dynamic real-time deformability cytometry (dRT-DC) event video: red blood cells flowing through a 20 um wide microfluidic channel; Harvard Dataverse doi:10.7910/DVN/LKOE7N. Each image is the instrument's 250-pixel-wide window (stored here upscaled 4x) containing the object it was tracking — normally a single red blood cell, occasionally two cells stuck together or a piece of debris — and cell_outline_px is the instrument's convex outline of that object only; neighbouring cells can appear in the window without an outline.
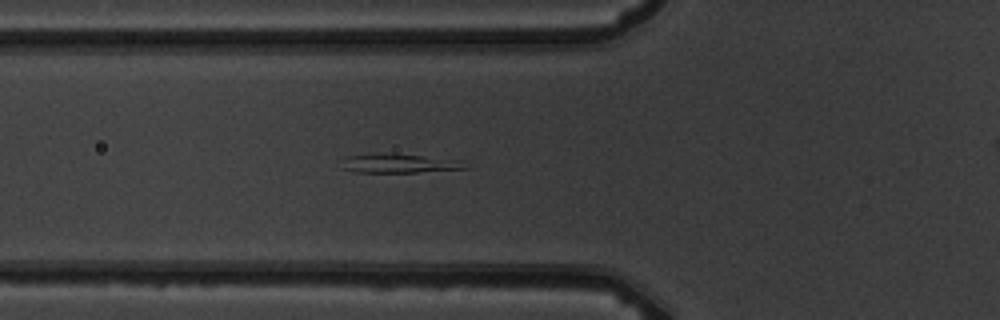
{"species": "common noctule bat (a hibernating species)", "species_latin": "Nyctalus noctula", "temperature_condition": "warm", "stored_images_in_passage": 7, "segment_of_instrument_passage": [2, 2], "camera_frame_rate_fps": 3000, "um_per_image_px": 0.085, "animal": {"sex": "male", "body_mass_g": 19.5, "forearm_length_mm": 54.6}, "frame": {"image": 1, "passage_image": 6, "time_ms": 5.667, "image_size_px": [1000, 320], "cell_outline_px": [[468, 168], [416, 172], [356, 172], [344, 168], [344, 156], [376, 152], [424, 156], [464, 160]], "centroid_in_image_um": [33.94, 13.86], "position_along_channel_um": 91.9, "area_um2": 13.76}}